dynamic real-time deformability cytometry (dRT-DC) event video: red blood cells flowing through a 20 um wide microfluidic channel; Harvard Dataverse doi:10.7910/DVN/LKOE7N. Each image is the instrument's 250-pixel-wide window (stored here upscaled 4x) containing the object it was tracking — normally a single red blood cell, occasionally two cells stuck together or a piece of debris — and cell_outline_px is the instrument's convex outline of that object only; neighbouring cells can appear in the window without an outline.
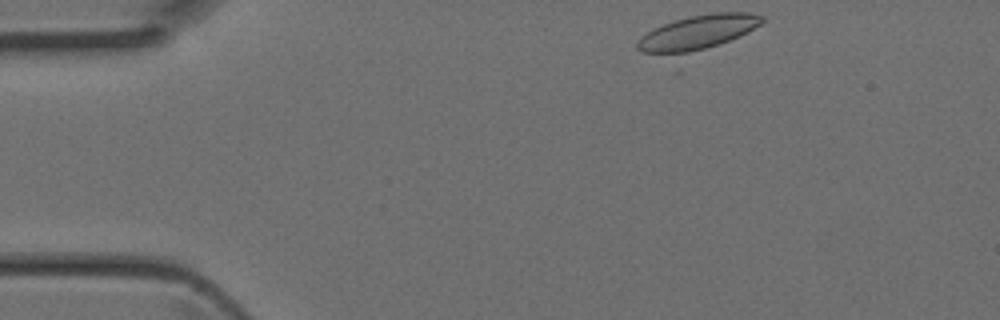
{"species": "Egyptian fruit bat (a non-hibernating species)", "species_latin": "Rousettus aegyptiacus", "temperature_condition": "room temperature", "stored_images_in_passage": 38, "camera_frame_rate_fps": 3000, "um_per_image_px": 0.085, "animal": {"sex": "female"}, "frame": {"image": 1, "passage_image": 1, "time_ms": 0.0, "image_size_px": [1000, 320], "cell_outline_px": [[764, 20], [760, 24], [720, 44], [680, 56], [676, 56], [644, 52], [636, 48], [636, 44], [640, 36], [664, 24], [676, 20], [692, 16], [712, 12], [752, 12], [764, 16]], "centroid_in_image_um": [59.25, 2.77], "position_along_channel_um": 25.7, "area_um2": 24.85}}
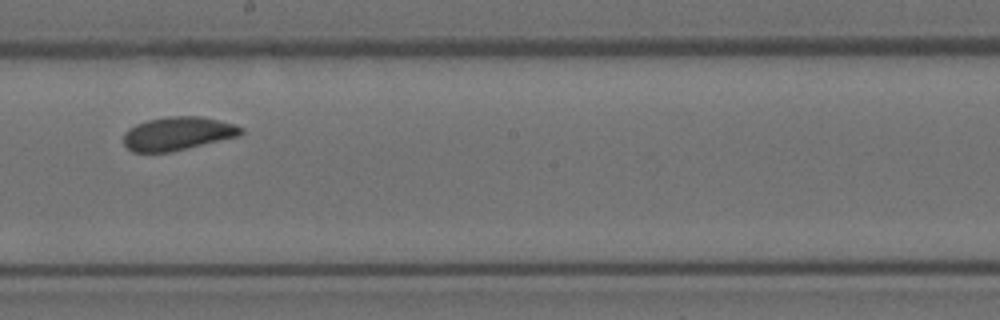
{"frame": {"image": 2, "passage_image": 19, "time_ms": 6.0, "image_size_px": [1000, 320], "cell_outline_px": [[244, 132], [240, 136], [168, 152], [132, 152], [124, 144], [124, 132], [128, 128], [136, 124], [148, 120], [168, 116], [200, 116], [236, 124], [244, 128]], "centroid_in_image_um": [15.12, 11.34], "position_along_channel_um": 233.1, "area_um2": 22.89}}
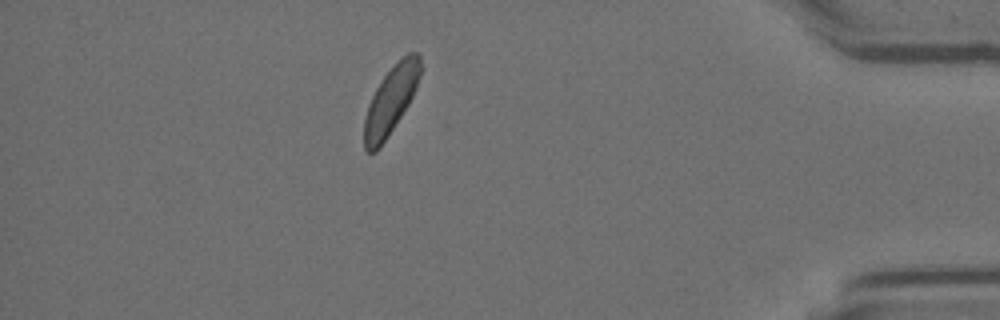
{"frame": {"image": 3, "passage_image": 33, "time_ms": 10.667, "image_size_px": [1000, 320], "cell_outline_px": [[420, 76], [416, 88], [408, 104], [380, 148], [376, 152], [368, 152], [364, 148], [364, 120], [368, 104], [376, 88], [384, 76], [396, 60], [400, 56], [408, 52], [420, 52]], "centroid_in_image_um": [33.22, 8.48], "position_along_channel_um": 402.0, "area_um2": 22.14}}